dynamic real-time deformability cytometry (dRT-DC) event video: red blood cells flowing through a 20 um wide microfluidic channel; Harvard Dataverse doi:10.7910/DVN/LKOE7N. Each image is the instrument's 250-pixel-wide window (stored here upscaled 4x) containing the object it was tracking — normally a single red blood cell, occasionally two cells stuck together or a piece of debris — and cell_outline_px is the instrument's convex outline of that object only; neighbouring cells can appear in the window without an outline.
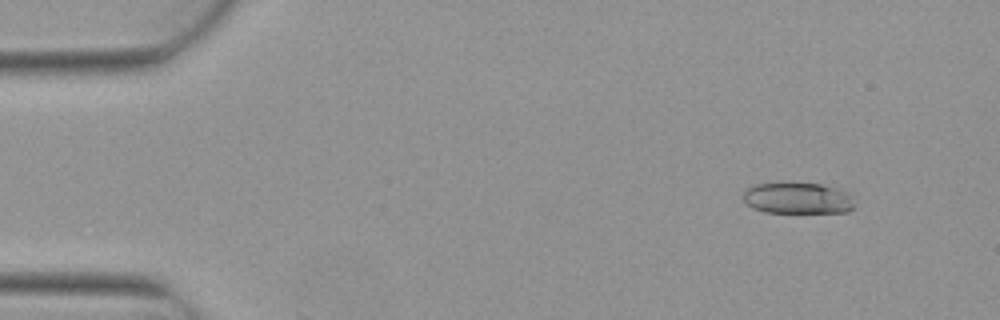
{"species": "Egyptian fruit bat (a non-hibernating species)", "species_latin": "Rousettus aegyptiacus", "temperature_condition": "warm", "stored_images_in_passage": 5, "camera_frame_rate_fps": 3000, "um_per_image_px": 0.085, "animal": {"sex": "female"}, "frame": {"image": 1, "passage_image": 2, "time_ms": 0.333, "image_size_px": [1000, 320], "cell_outline_px": [[852, 208], [848, 212], [764, 212], [752, 208], [744, 200], [744, 192], [748, 188], [756, 184], [784, 180], [820, 184], [836, 188], [848, 192], [852, 204]], "centroid_in_image_um": [67.75, 16.8], "position_along_channel_um": 17.3, "area_um2": 20.63}}